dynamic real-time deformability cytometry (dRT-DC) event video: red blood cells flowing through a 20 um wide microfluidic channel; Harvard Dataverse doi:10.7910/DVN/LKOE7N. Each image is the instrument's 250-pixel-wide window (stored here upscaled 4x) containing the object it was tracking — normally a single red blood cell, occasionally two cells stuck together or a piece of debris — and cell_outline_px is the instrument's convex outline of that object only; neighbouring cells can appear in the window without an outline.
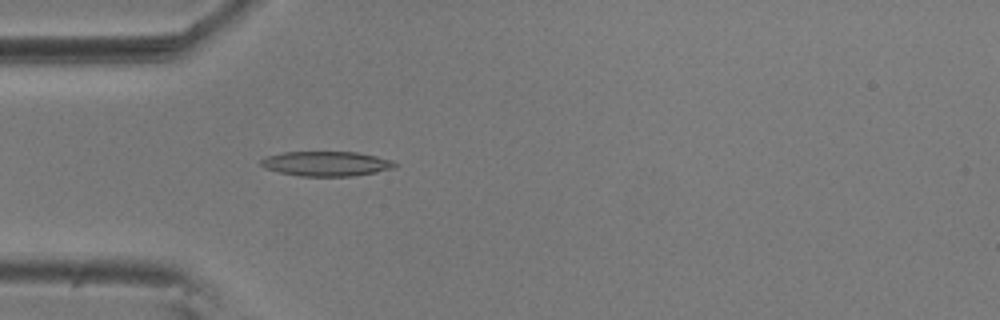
{"species": "common noctule bat (a hibernating species)", "species_latin": "Nyctalus noctula", "temperature_condition": "room temperature", "stored_images_in_passage": 54, "camera_frame_rate_fps": 3000, "um_per_image_px": 0.085, "animal": {"sex": "male", "body_mass_g": 20.5, "forearm_length_mm": 52.5}, "frame": {"image": 1, "passage_image": 15, "time_ms": 4.667, "image_size_px": [1000, 320], "cell_outline_px": [[396, 168], [376, 172], [352, 176], [300, 176], [280, 172], [264, 168], [260, 164], [260, 160], [268, 156], [284, 152], [356, 152], [376, 156], [392, 160], [396, 164]], "centroid_in_image_um": [27.75, 13.91], "position_along_channel_um": 57.3, "area_um2": 19.25}}
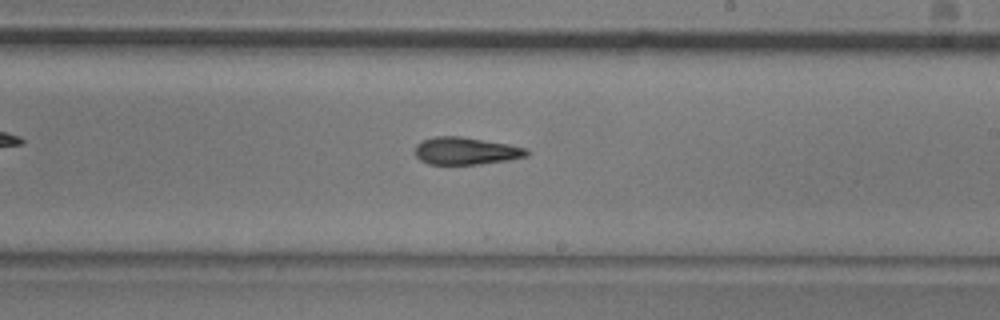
{"frame": {"image": 2, "passage_image": 31, "time_ms": 10.0, "image_size_px": [1000, 320], "cell_outline_px": [[532, 152], [528, 156], [508, 160], [480, 164], [428, 164], [420, 160], [416, 156], [416, 144], [420, 140], [436, 136], [460, 136], [508, 144], [528, 148]], "centroid_in_image_um": [39.62, 12.82], "position_along_channel_um": 249.4, "area_um2": 17.98}}
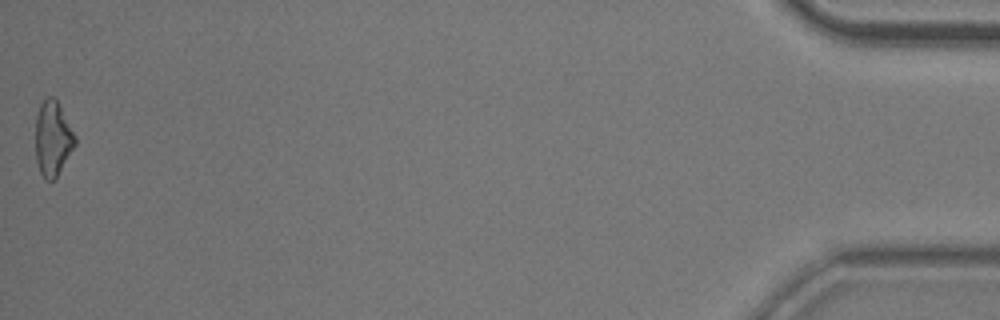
{"frame": {"image": 3, "passage_image": 54, "time_ms": 17.667, "image_size_px": [1000, 320], "cell_outline_px": [[76, 144], [56, 176], [52, 180], [44, 180], [40, 172], [36, 160], [36, 116], [40, 104], [48, 96], [52, 96], [56, 100], [76, 136]], "centroid_in_image_um": [4.47, 11.78], "position_along_channel_um": 430.7, "area_um2": 16.94}, "authors_computed_cell_mechanics": {"area_um2": 18.1492, "velocity_mm_per_s": 3.6568, "shape_relaxation_time_tau1_ms": 4.5881, "shape_relaxation_time_tau2_ms": 4.8235, "deformation_change_tau1": 0.1313, "deformation_change_tau2": 0.1484}}